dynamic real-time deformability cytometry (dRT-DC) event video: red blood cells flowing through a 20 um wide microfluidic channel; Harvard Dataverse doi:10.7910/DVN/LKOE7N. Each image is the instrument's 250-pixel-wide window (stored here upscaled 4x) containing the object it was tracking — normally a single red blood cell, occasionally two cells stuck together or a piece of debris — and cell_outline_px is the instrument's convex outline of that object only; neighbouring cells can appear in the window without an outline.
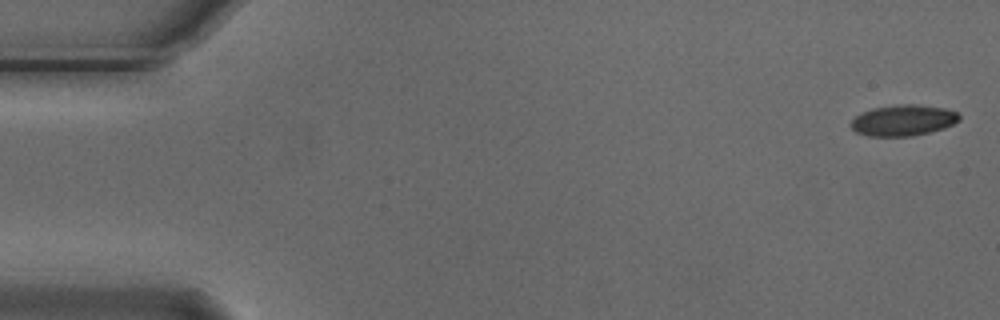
{"species": "Egyptian fruit bat (a non-hibernating species)", "species_latin": "Rousettus aegyptiacus", "temperature_condition": "cold", "stored_images_in_passage": 4, "camera_frame_rate_fps": 3000, "um_per_image_px": 0.085, "animal": {"sex": "male"}, "frame": {"image": 1, "passage_image": 1, "time_ms": 0.0, "image_size_px": [1000, 320], "cell_outline_px": [[960, 120], [944, 128], [912, 136], [868, 136], [856, 132], [848, 124], [856, 116], [872, 108], [896, 104], [916, 104], [944, 108], [956, 112], [960, 116]], "centroid_in_image_um": [76.75, 10.22], "position_along_channel_um": 8.2, "area_um2": 19.54}}
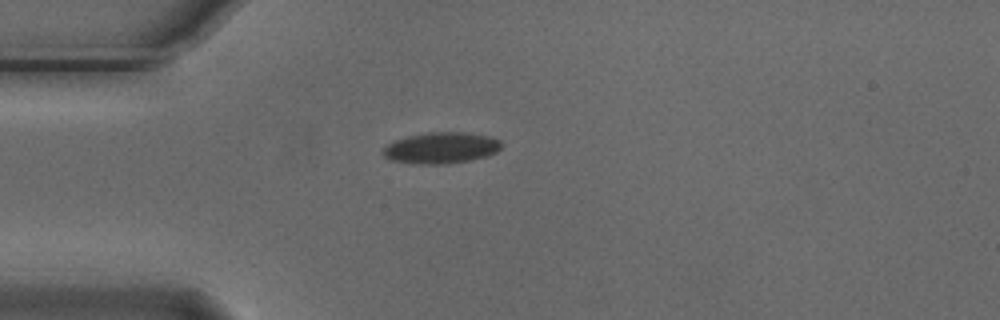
{"frame": {"image": 2, "passage_image": 4, "time_ms": 1.0, "image_size_px": [1000, 320], "cell_outline_px": [[500, 148], [496, 152], [488, 156], [468, 160], [444, 164], [416, 164], [388, 160], [380, 152], [392, 140], [408, 136], [428, 132], [464, 132], [488, 136], [500, 140]], "centroid_in_image_um": [37.43, 12.57], "position_along_channel_um": 47.6, "area_um2": 21.62}}